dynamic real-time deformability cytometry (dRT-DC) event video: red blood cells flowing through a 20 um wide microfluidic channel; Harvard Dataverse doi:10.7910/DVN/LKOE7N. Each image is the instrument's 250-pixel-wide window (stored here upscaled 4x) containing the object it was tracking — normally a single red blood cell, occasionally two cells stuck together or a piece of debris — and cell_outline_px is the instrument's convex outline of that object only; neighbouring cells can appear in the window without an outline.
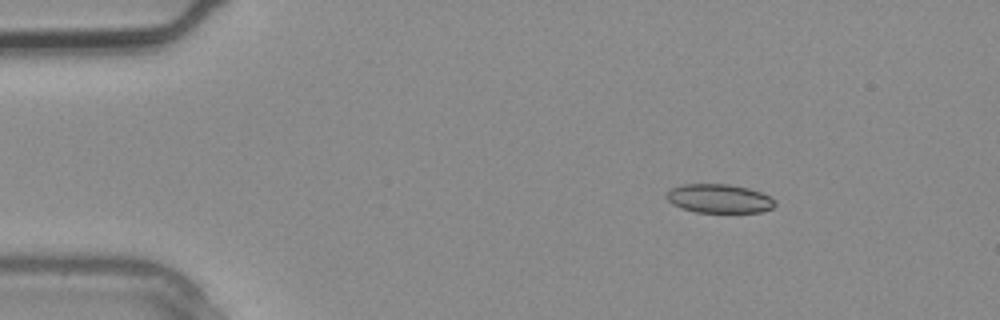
{"species": "common noctule bat (a hibernating species)", "species_latin": "Nyctalus noctula", "temperature_condition": "warm", "stored_images_in_passage": 2, "camera_frame_rate_fps": 3000, "um_per_image_px": 0.085, "animal": {"sex": "male", "body_mass_g": 20.4}, "frame": {"image": 1, "passage_image": 1, "time_ms": 0.0, "image_size_px": [1000, 320], "cell_outline_px": [[776, 204], [772, 208], [760, 212], [696, 212], [680, 208], [672, 204], [664, 196], [664, 192], [668, 188], [680, 184], [728, 184], [748, 188], [760, 192], [776, 200]], "centroid_in_image_um": [61.05, 16.87], "position_along_channel_um": 23.9, "area_um2": 18.5}}